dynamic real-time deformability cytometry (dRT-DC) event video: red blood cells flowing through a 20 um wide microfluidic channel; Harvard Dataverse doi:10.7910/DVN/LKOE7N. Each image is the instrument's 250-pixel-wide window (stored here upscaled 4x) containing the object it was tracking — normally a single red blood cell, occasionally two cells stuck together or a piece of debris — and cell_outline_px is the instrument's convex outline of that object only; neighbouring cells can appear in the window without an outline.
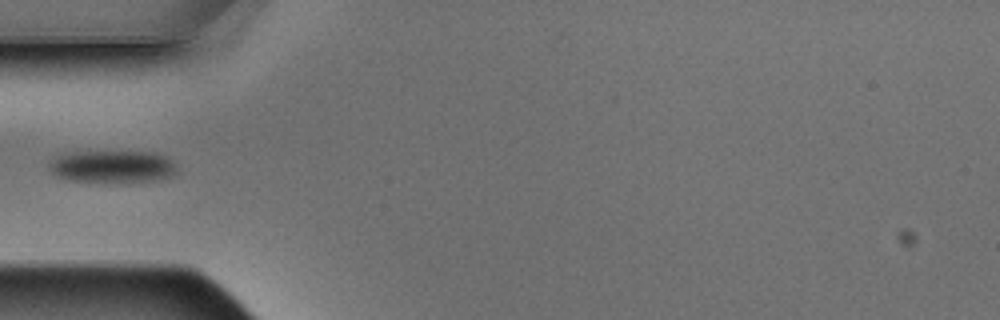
{"species": "Egyptian fruit bat (a non-hibernating species)", "species_latin": "Rousettus aegyptiacus", "temperature_condition": "warm", "stored_images_in_passage": 7, "camera_frame_rate_fps": 3000, "um_per_image_px": 0.085, "animal": {"sex": "male"}, "frame": {"image": 1, "passage_image": 3, "time_ms": 0.667, "image_size_px": [1000, 320], "cell_outline_px": [[176, 176], [160, 180], [112, 184], [68, 180], [56, 176], [48, 168], [48, 164], [56, 156], [64, 152], [156, 152], [168, 156], [176, 164]], "centroid_in_image_um": [9.6, 14.19], "position_along_channel_um": 75.4, "area_um2": 25.14}}
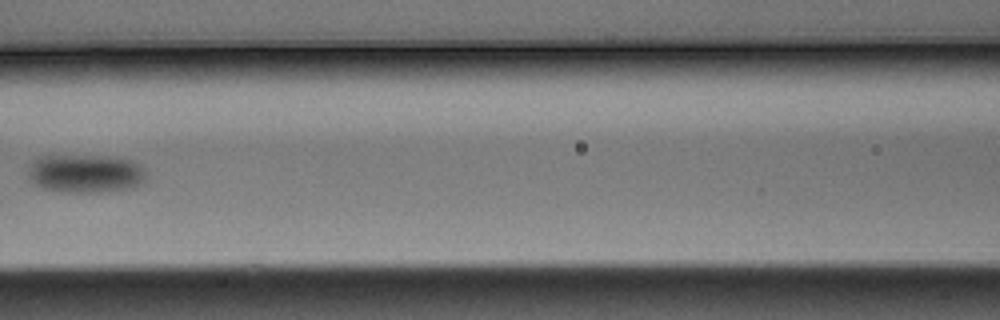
{"frame": {"image": 2, "passage_image": 5, "time_ms": 1.333, "image_size_px": [1000, 320], "cell_outline_px": [[144, 180], [140, 184], [132, 188], [100, 192], [60, 192], [44, 188], [36, 184], [28, 176], [28, 168], [32, 160], [40, 156], [108, 156], [132, 160], [144, 168]], "centroid_in_image_um": [7.25, 14.75], "position_along_channel_um": 159.4, "area_um2": 26.41}}
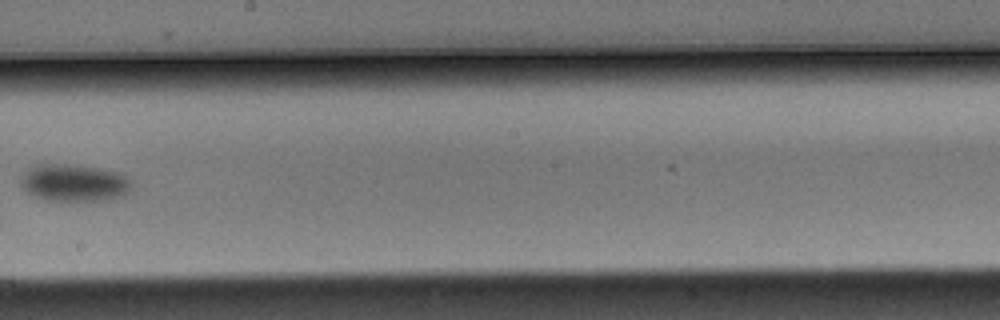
{"frame": {"image": 3, "passage_image": 7, "time_ms": 2.0, "image_size_px": [1000, 320], "cell_outline_px": [[132, 188], [124, 196], [100, 200], [44, 200], [28, 192], [20, 184], [20, 176], [32, 164], [80, 164], [104, 168], [124, 172], [132, 180]], "centroid_in_image_um": [6.35, 15.49], "position_along_channel_um": 241.9, "area_um2": 24.74}}